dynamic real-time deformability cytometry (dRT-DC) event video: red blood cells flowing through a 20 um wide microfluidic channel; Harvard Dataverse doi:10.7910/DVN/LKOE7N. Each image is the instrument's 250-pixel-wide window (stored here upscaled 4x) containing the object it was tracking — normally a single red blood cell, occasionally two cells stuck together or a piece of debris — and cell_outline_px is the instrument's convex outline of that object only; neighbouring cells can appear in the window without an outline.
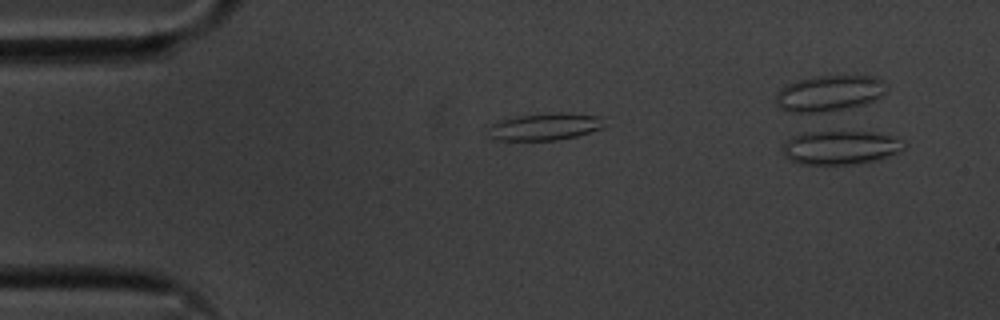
{"species": "common noctule bat (a hibernating species)", "species_latin": "Nyctalus noctula", "temperature_condition": "cold", "stored_images_in_passage": 41, "camera_frame_rate_fps": 3000, "um_per_image_px": 0.085, "animal": {"sex": "male", "body_mass_g": 20.1, "forearm_length_mm": 53.5}, "frame": {"image": 1, "passage_image": 3, "time_ms": 0.667, "image_size_px": [1000, 320], "cell_outline_px": [[604, 128], [576, 136], [556, 140], [500, 140], [488, 136], [488, 128], [492, 124], [516, 116], [556, 112], [568, 112], [600, 116], [604, 124]], "centroid_in_image_um": [46.35, 10.76], "position_along_channel_um": 38.6, "area_um2": 18.32}}
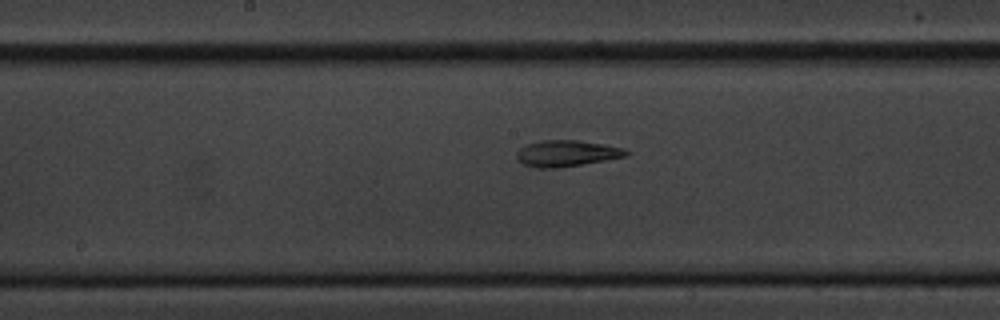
{"frame": {"image": 2, "passage_image": 19, "time_ms": 6.0, "image_size_px": [1000, 320], "cell_outline_px": [[632, 152], [628, 156], [560, 168], [536, 168], [524, 164], [516, 160], [516, 152], [520, 148], [528, 144], [540, 140], [576, 140], [604, 144], [624, 148]], "centroid_in_image_um": [48.17, 13.04], "position_along_channel_um": 200.0, "area_um2": 16.94}}
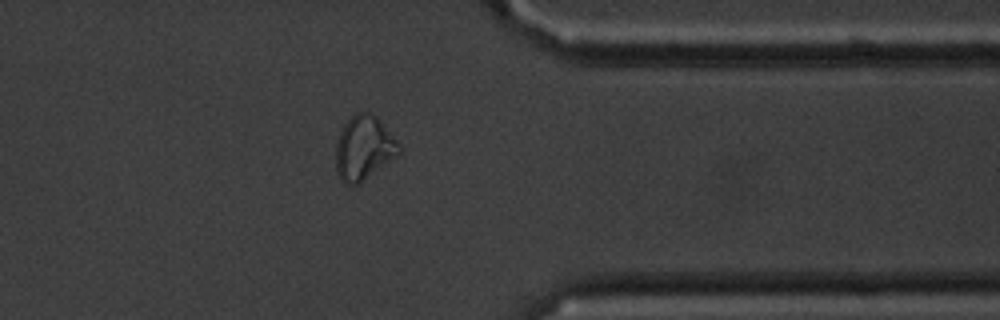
{"frame": {"image": 3, "passage_image": 35, "time_ms": 11.333, "image_size_px": [1000, 320], "cell_outline_px": [[400, 152], [396, 156], [356, 184], [344, 184], [340, 180], [336, 172], [336, 144], [340, 132], [344, 124], [356, 112], [372, 112], [380, 120], [400, 144]], "centroid_in_image_um": [30.9, 12.55], "position_along_channel_um": 380.5, "area_um2": 23.24}}